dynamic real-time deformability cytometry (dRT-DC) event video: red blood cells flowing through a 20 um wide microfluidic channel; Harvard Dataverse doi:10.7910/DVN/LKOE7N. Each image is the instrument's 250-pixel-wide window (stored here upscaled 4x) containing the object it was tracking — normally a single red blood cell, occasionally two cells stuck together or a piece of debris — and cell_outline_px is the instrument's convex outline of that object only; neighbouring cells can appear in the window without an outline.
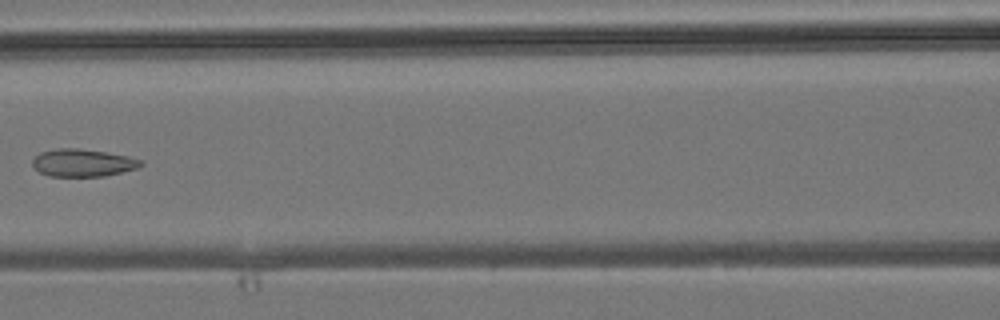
{"species": "common noctule bat (a hibernating species)", "species_latin": "Nyctalus noctula", "temperature_condition": "room temperature", "stored_images_in_passage": 6, "camera_frame_rate_fps": 3000, "um_per_image_px": 0.085, "animal": {"sex": "male", "body_mass_g": 19.2, "forearm_length_mm": 51.8}, "frame": {"image": 1, "passage_image": 6, "time_ms": 6.667, "image_size_px": [1000, 320], "cell_outline_px": [[144, 164], [136, 168], [104, 176], [48, 176], [32, 168], [32, 160], [40, 152], [60, 148], [76, 148], [104, 152], [128, 156], [144, 160]], "centroid_in_image_um": [7.02, 13.84], "position_along_channel_um": 159.6, "area_um2": 17.34}}